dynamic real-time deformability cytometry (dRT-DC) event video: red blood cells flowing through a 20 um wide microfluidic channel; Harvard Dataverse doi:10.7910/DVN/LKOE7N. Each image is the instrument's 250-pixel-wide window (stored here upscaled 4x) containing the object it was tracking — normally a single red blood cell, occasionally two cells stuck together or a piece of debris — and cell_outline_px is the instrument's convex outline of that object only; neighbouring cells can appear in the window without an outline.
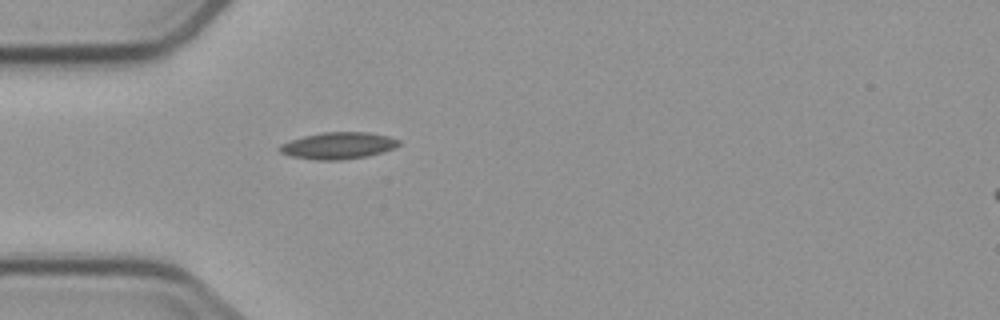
{"species": "common noctule bat (a hibernating species)", "species_latin": "Nyctalus noctula", "temperature_condition": "cold", "stored_images_in_passage": 1, "camera_frame_rate_fps": 3000, "um_per_image_px": 0.085, "animal": {"sex": "male", "body_mass_g": 23.1, "forearm_length_mm": 52.7}, "frame": {"image": 1, "passage_image": 1, "time_ms": 0.0, "image_size_px": [1000, 320], "cell_outline_px": [[400, 144], [392, 148], [368, 156], [340, 160], [316, 160], [292, 156], [280, 152], [280, 144], [304, 136], [324, 132], [368, 132], [388, 136], [400, 140]], "centroid_in_image_um": [28.75, 12.37], "position_along_channel_um": 56.2, "area_um2": 18.32}}